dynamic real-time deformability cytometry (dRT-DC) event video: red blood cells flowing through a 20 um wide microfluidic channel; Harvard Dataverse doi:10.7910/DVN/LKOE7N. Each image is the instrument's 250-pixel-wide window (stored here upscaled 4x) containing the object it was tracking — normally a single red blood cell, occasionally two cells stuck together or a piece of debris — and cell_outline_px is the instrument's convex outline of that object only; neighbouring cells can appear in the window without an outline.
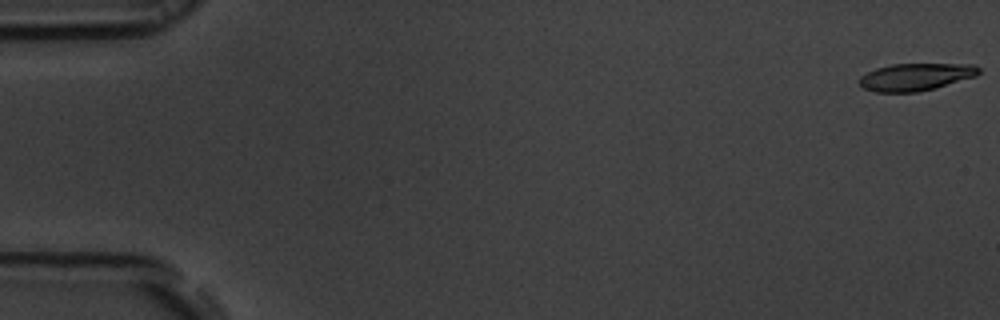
{"species": "common noctule bat (a hibernating species)", "species_latin": "Nyctalus noctula", "temperature_condition": "room temperature", "stored_images_in_passage": 55, "camera_frame_rate_fps": 3000, "um_per_image_px": 0.085, "animal": {"sex": "male", "body_mass_g": 19.5, "forearm_length_mm": 54.6}, "frame": {"image": 1, "passage_image": 1, "time_ms": 0.0, "image_size_px": [1000, 320], "cell_outline_px": [[980, 72], [976, 76], [936, 88], [916, 92], [876, 92], [864, 88], [856, 80], [860, 76], [876, 68], [892, 64], [972, 64], [980, 68]], "centroid_in_image_um": [77.82, 6.54], "position_along_channel_um": 7.2, "area_um2": 19.07}}
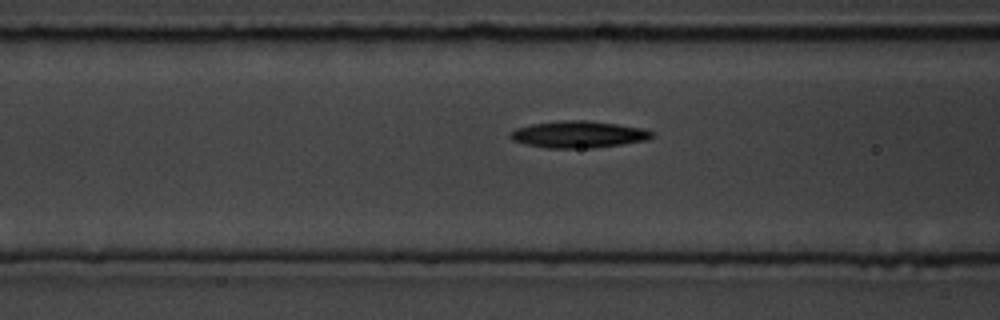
{"frame": {"image": 2, "passage_image": 22, "time_ms": 7.0, "image_size_px": [1000, 320], "cell_outline_px": [[652, 136], [648, 140], [592, 148], [548, 148], [524, 144], [512, 140], [508, 136], [516, 128], [532, 124], [564, 120], [588, 120], [644, 128], [652, 132]], "centroid_in_image_um": [49.15, 11.42], "position_along_channel_um": 117.5, "area_um2": 22.02}}
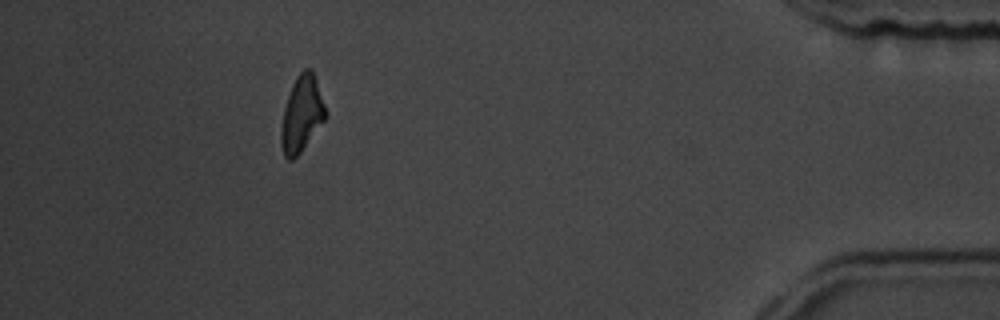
{"frame": {"image": 3, "passage_image": 50, "time_ms": 16.333, "image_size_px": [1000, 320], "cell_outline_px": [[328, 116], [300, 152], [292, 160], [288, 160], [284, 156], [280, 144], [280, 132], [284, 108], [292, 84], [296, 76], [304, 68], [312, 68], [328, 112]], "centroid_in_image_um": [25.66, 9.67], "position_along_channel_um": 409.5, "area_um2": 19.83}, "authors_computed_cell_mechanics": {"area_um2": 20.2878, "velocity_mm_per_s": 3.7281, "shape_relaxation_time_tau1_ms": 3.4909, "shape_relaxation_time_tau2_ms": null, "deformation_change_tau1": 0.1258, "deformation_change_tau2": null}}